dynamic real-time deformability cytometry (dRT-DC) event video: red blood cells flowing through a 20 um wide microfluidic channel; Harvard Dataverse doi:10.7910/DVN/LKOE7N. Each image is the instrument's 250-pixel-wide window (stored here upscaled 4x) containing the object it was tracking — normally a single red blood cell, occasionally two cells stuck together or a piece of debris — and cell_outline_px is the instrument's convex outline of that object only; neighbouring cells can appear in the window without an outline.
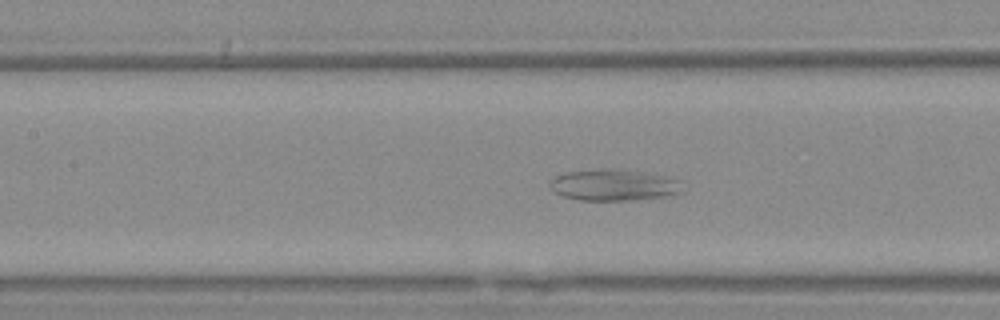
{"species": "Egyptian fruit bat (a non-hibernating species)", "species_latin": "Rousettus aegyptiacus", "temperature_condition": "warm", "stored_images_in_passage": 46, "camera_frame_rate_fps": 3000, "um_per_image_px": 0.085, "animal": {"sex": "female"}, "frame": {"image": 1, "passage_image": 19, "time_ms": 6.0, "image_size_px": [1000, 320], "cell_outline_px": [[680, 192], [664, 196], [628, 200], [580, 200], [564, 196], [556, 192], [548, 184], [548, 180], [564, 172], [596, 168], [620, 168], [664, 176], [680, 180]], "centroid_in_image_um": [52.09, 15.7], "position_along_channel_um": 155.3, "area_um2": 24.22}}
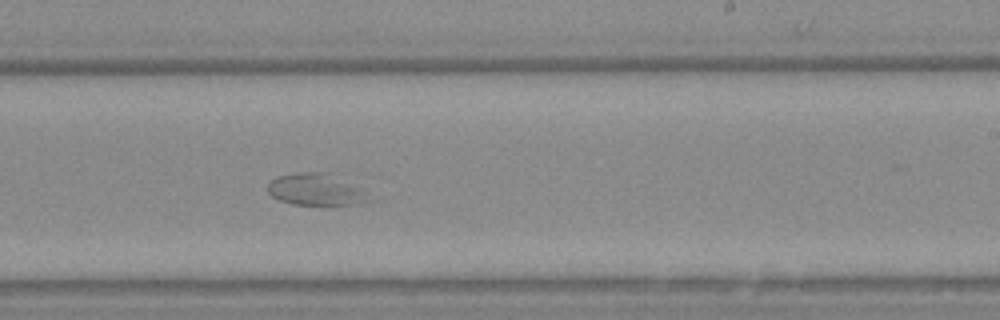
{"frame": {"image": 2, "passage_image": 28, "time_ms": 9.0, "image_size_px": [1000, 320], "cell_outline_px": [[372, 200], [364, 204], [292, 204], [276, 200], [268, 192], [268, 184], [276, 176], [296, 172], [328, 172], [352, 184]], "centroid_in_image_um": [26.78, 16.11], "position_along_channel_um": 262.2, "area_um2": 18.55}}
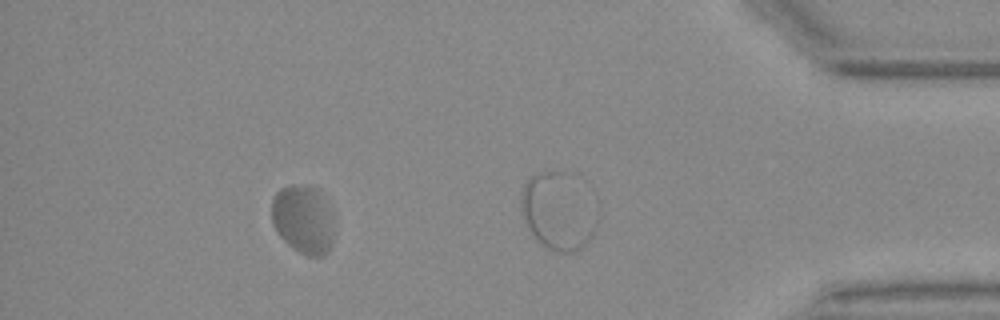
{"frame": {"image": 3, "passage_image": 40, "time_ms": 13.0, "image_size_px": [1000, 320], "cell_outline_px": [[332, 244], [328, 252], [324, 256], [308, 256], [292, 248], [276, 232], [272, 224], [272, 200], [276, 192], [280, 188], [292, 184], [316, 188], [332, 232]], "centroid_in_image_um": [25.65, 18.7], "position_along_channel_um": 409.5, "area_um2": 23.76}}